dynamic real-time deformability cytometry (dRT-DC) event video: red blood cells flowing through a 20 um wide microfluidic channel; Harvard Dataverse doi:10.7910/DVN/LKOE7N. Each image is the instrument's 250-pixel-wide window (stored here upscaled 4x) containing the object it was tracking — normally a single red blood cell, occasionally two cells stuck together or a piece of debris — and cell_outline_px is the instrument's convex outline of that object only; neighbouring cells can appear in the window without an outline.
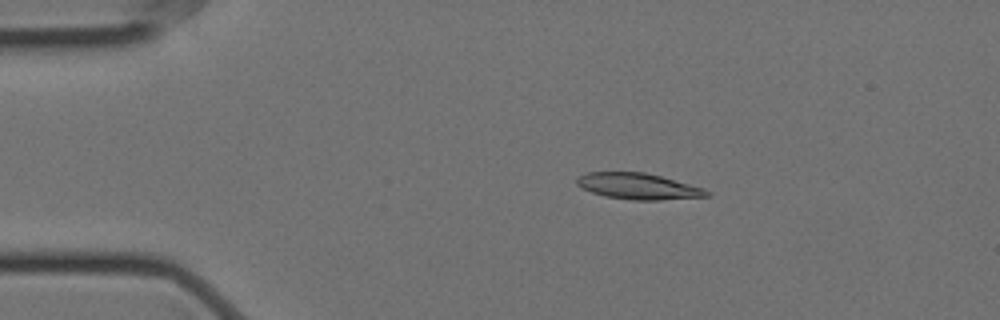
{"species": "Egyptian fruit bat (a non-hibernating species)", "species_latin": "Rousettus aegyptiacus", "temperature_condition": "cold", "stored_images_in_passage": 6, "camera_frame_rate_fps": 3000, "um_per_image_px": 0.085, "animal": {"sex": "female"}, "frame": {"image": 1, "passage_image": 3, "time_ms": 0.667, "image_size_px": [1000, 320], "cell_outline_px": [[712, 192], [708, 196], [660, 200], [632, 200], [604, 196], [592, 192], [576, 184], [576, 180], [580, 176], [588, 172], [644, 172], [660, 176], [704, 188]], "centroid_in_image_um": [54.27, 15.84], "position_along_channel_um": 30.7, "area_um2": 19.59}}
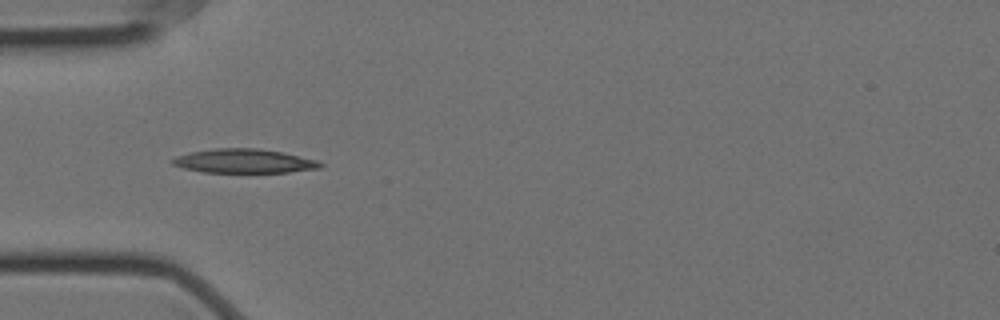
{"frame": {"image": 2, "passage_image": 5, "time_ms": 1.333, "image_size_px": [1000, 320], "cell_outline_px": [[324, 164], [320, 168], [288, 172], [204, 172], [184, 168], [172, 164], [168, 160], [176, 156], [188, 152], [216, 148], [256, 148], [280, 152], [316, 160]], "centroid_in_image_um": [20.68, 13.68], "position_along_channel_um": 64.3, "area_um2": 20.58}}
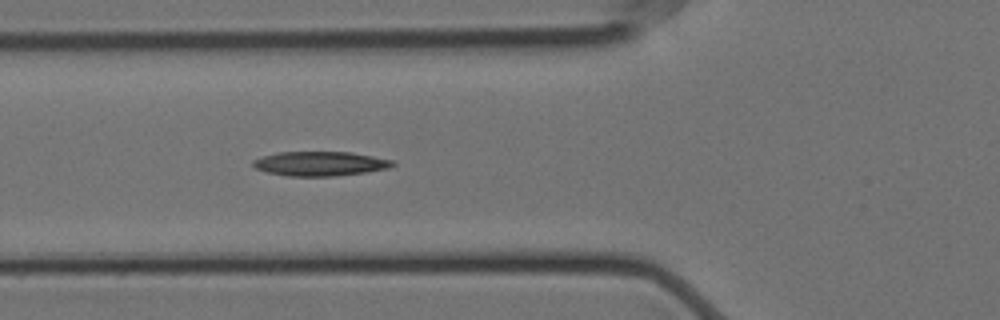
{"frame": {"image": 3, "passage_image": 6, "time_ms": 1.667, "image_size_px": [1000, 320], "cell_outline_px": [[396, 164], [388, 168], [364, 172], [332, 176], [288, 176], [268, 172], [256, 168], [252, 164], [252, 160], [276, 152], [352, 152], [392, 160]], "centroid_in_image_um": [27.19, 13.9], "position_along_channel_um": 98.6, "area_um2": 19.65}}